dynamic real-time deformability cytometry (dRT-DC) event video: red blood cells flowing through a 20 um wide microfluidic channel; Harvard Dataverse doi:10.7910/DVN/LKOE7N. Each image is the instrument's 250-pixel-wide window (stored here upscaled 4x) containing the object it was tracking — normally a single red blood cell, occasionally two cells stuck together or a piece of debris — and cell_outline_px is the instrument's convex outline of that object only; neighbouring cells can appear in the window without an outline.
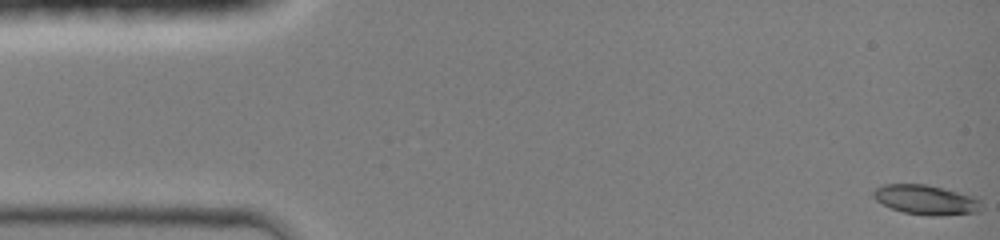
{"species": "common noctule bat (a hibernating species)", "species_latin": "Nyctalus noctula", "temperature_condition": "room temperature", "stored_images_in_passage": 44, "camera_frame_rate_fps": 3000, "um_per_image_px": 0.085, "animal": {"sex": "female", "body_mass_g": 19.0, "forearm_length_mm": 51.5}, "frame": {"image": 1, "passage_image": 1, "time_ms": 0.0, "image_size_px": [1000, 240], "cell_outline_px": [[980, 212], [940, 216], [928, 216], [904, 212], [892, 208], [876, 200], [872, 196], [872, 192], [876, 188], [884, 184], [928, 184], [980, 196]], "centroid_in_image_um": [78.78, 16.97], "position_along_channel_um": 6.2, "area_um2": 19.07}}
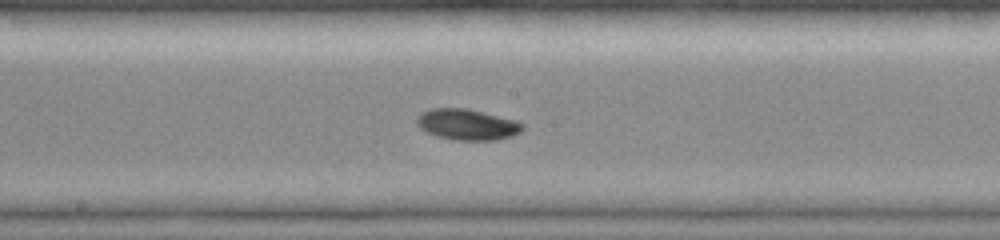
{"frame": {"image": 2, "passage_image": 24, "time_ms": 7.667, "image_size_px": [1000, 240], "cell_outline_px": [[524, 128], [520, 132], [512, 136], [496, 140], [456, 140], [436, 136], [420, 128], [416, 124], [416, 116], [420, 112], [432, 108], [468, 108], [516, 120], [524, 124]], "centroid_in_image_um": [39.7, 10.57], "position_along_channel_um": 208.5, "area_um2": 19.25}}
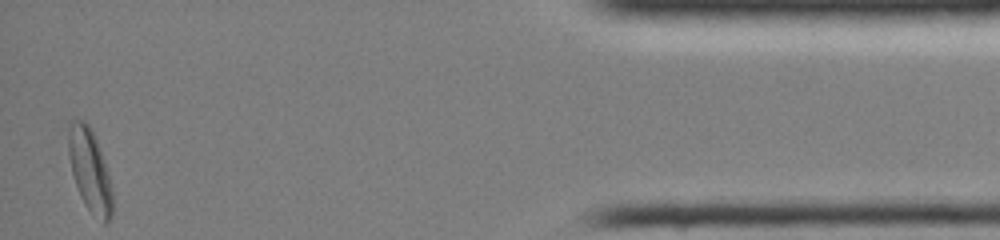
{"frame": {"image": 3, "passage_image": 44, "time_ms": 14.333, "image_size_px": [1000, 240], "cell_outline_px": [[112, 216], [108, 224], [104, 224], [84, 204], [80, 196], [72, 172], [68, 156], [68, 120], [84, 120], [92, 128], [104, 160], [108, 172], [112, 188]], "centroid_in_image_um": [7.63, 14.45], "position_along_channel_um": 427.6, "area_um2": 21.39}, "authors_computed_cell_mechanics": {"area_um2": 18.4671, "velocity_mm_per_s": 4.2854, "shape_relaxation_time_tau1_ms": 3.1657, "shape_relaxation_time_tau2_ms": null, "deformation_change_tau1": 0.1152, "deformation_change_tau2": null}}